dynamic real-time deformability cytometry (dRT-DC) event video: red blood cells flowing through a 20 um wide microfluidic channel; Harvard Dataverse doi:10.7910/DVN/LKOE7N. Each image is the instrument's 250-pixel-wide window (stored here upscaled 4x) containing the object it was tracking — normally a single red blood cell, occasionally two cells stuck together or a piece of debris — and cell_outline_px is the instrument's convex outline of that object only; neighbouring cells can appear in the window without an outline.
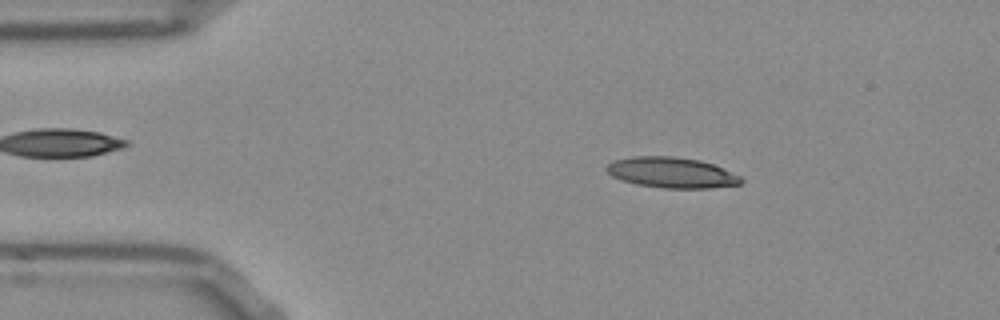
{"species": "Egyptian fruit bat (a non-hibernating species)", "species_latin": "Rousettus aegyptiacus", "temperature_condition": "room temperature", "stored_images_in_passage": 46, "camera_frame_rate_fps": 3000, "um_per_image_px": 0.085, "frame": {"image": 1, "passage_image": 3, "time_ms": 0.667, "image_size_px": [1000, 320], "cell_outline_px": [[744, 180], [740, 184], [712, 188], [664, 188], [636, 184], [620, 180], [612, 176], [604, 168], [608, 164], [616, 160], [632, 156], [672, 156], [700, 160], [712, 164], [740, 176]], "centroid_in_image_um": [57.07, 14.67], "position_along_channel_um": 27.9, "area_um2": 23.93}}
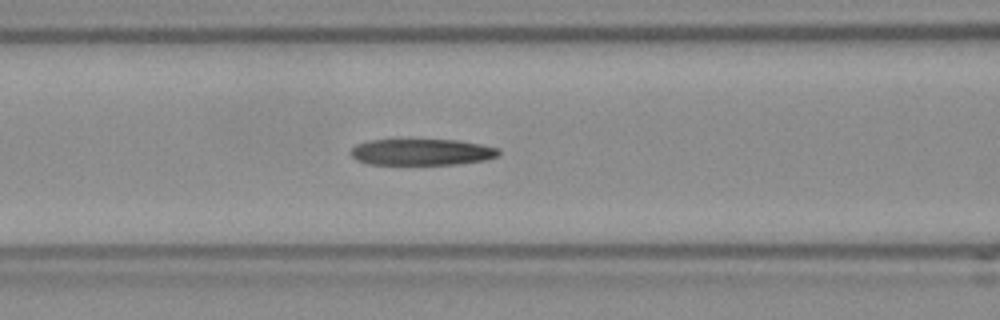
{"frame": {"image": 2, "passage_image": 15, "time_ms": 4.667, "image_size_px": [1000, 320], "cell_outline_px": [[500, 152], [496, 156], [484, 160], [456, 164], [368, 164], [356, 160], [348, 152], [356, 144], [368, 140], [456, 140], [480, 144], [500, 148]], "centroid_in_image_um": [35.81, 12.92], "position_along_channel_um": 130.8, "area_um2": 22.66}}
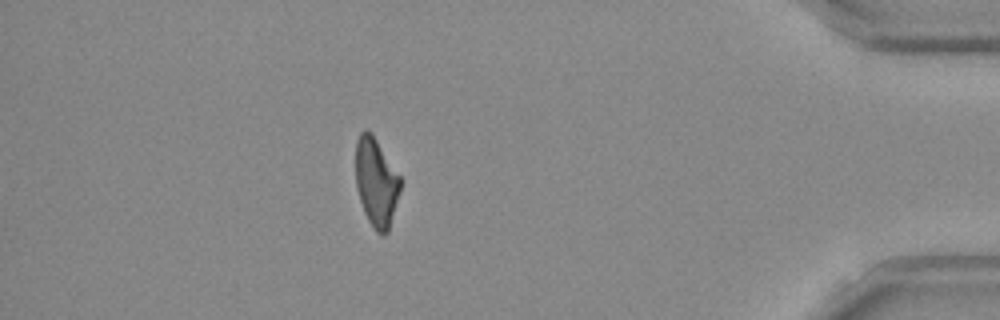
{"frame": {"image": 3, "passage_image": 40, "time_ms": 13.0, "image_size_px": [1000, 320], "cell_outline_px": [[400, 188], [388, 232], [376, 232], [368, 220], [364, 212], [356, 188], [356, 140], [360, 132], [364, 128], [372, 132], [400, 176]], "centroid_in_image_um": [31.95, 15.43], "position_along_channel_um": 403.2, "area_um2": 22.83}, "authors_computed_cell_mechanics": {"area_um2": 23.9292, "velocity_mm_per_s": 3.8676, "shape_relaxation_time_tau1_ms": null, "shape_relaxation_time_tau2_ms": 9.2972, "deformation_change_tau1": null, "deformation_change_tau2": 0.2625}}